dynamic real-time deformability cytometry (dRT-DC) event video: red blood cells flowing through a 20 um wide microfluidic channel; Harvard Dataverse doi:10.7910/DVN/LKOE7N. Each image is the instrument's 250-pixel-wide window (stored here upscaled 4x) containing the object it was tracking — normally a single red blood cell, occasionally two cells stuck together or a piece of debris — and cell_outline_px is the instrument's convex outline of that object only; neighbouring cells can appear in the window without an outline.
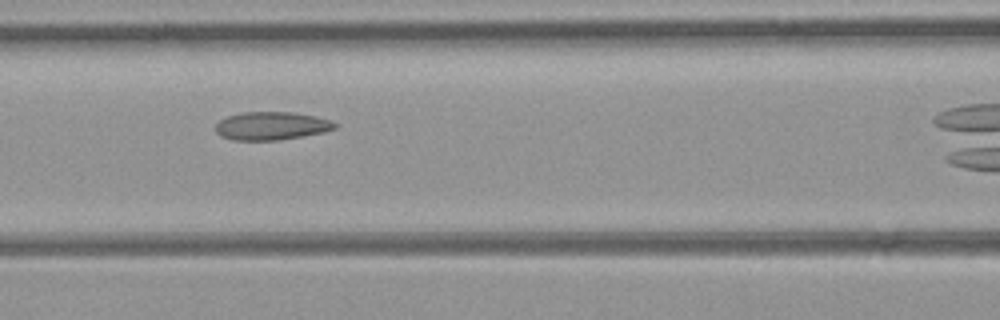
{"species": "common noctule bat (a hibernating species)", "species_latin": "Nyctalus noctula", "temperature_condition": "room temperature", "stored_images_in_passage": 7, "camera_frame_rate_fps": 3000, "um_per_image_px": 0.085, "animal": {"sex": "female", "body_mass_g": 21.9}, "frame": {"image": 1, "passage_image": 5, "time_ms": 1.333, "image_size_px": [1000, 320], "cell_outline_px": [[336, 128], [324, 132], [276, 140], [232, 140], [220, 136], [216, 132], [216, 124], [220, 120], [228, 116], [244, 112], [296, 112], [316, 116], [332, 120], [336, 124]], "centroid_in_image_um": [23.08, 10.69], "position_along_channel_um": 143.5, "area_um2": 19.54}}
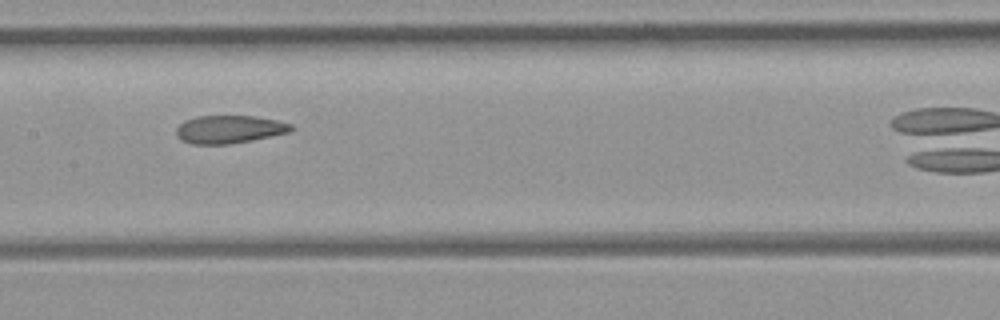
{"frame": {"image": 2, "passage_image": 6, "time_ms": 1.667, "image_size_px": [1000, 320], "cell_outline_px": [[296, 128], [288, 132], [252, 140], [228, 144], [192, 144], [180, 140], [176, 136], [176, 128], [184, 120], [196, 116], [256, 116], [276, 120], [292, 124]], "centroid_in_image_um": [19.46, 10.99], "position_along_channel_um": 187.9, "area_um2": 18.79}}